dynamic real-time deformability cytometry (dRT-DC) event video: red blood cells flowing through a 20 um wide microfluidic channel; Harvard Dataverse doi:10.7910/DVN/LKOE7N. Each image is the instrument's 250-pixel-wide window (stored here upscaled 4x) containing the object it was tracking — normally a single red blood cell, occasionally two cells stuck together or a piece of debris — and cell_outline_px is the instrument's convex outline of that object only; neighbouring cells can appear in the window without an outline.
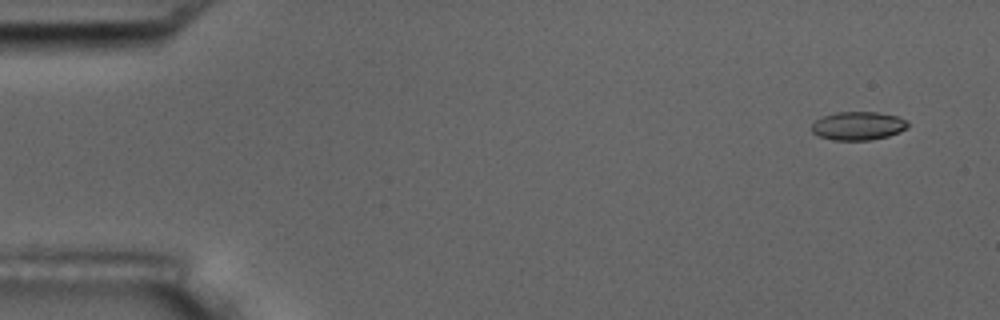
{"species": "common noctule bat (a hibernating species)", "species_latin": "Nyctalus noctula", "temperature_condition": "room temperature", "stored_images_in_passage": 4, "camera_frame_rate_fps": 3000, "um_per_image_px": 0.085, "animal": {"sex": "male", "body_mass_g": 17.5, "forearm_length_mm": 52.3}, "frame": {"image": 1, "passage_image": 1, "time_ms": 0.0, "image_size_px": [1000, 320], "cell_outline_px": [[908, 128], [900, 132], [888, 136], [872, 140], [832, 140], [820, 136], [812, 132], [812, 124], [816, 120], [824, 116], [836, 112], [876, 112], [896, 116], [904, 120], [908, 124]], "centroid_in_image_um": [72.94, 10.7], "position_along_channel_um": 12.1, "area_um2": 15.84}}
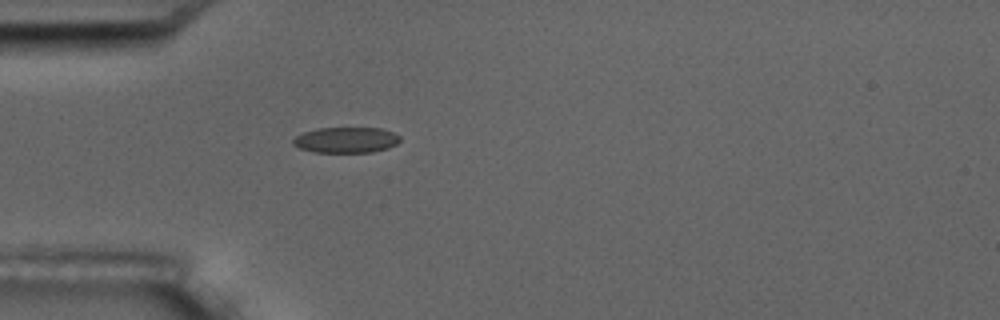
{"frame": {"image": 2, "passage_image": 4, "time_ms": 4.333, "image_size_px": [1000, 320], "cell_outline_px": [[400, 140], [396, 144], [388, 148], [372, 152], [316, 152], [300, 148], [292, 144], [292, 140], [296, 136], [304, 132], [316, 128], [380, 128], [392, 132], [400, 136]], "centroid_in_image_um": [29.41, 11.89], "position_along_channel_um": 55.6, "area_um2": 15.95}}